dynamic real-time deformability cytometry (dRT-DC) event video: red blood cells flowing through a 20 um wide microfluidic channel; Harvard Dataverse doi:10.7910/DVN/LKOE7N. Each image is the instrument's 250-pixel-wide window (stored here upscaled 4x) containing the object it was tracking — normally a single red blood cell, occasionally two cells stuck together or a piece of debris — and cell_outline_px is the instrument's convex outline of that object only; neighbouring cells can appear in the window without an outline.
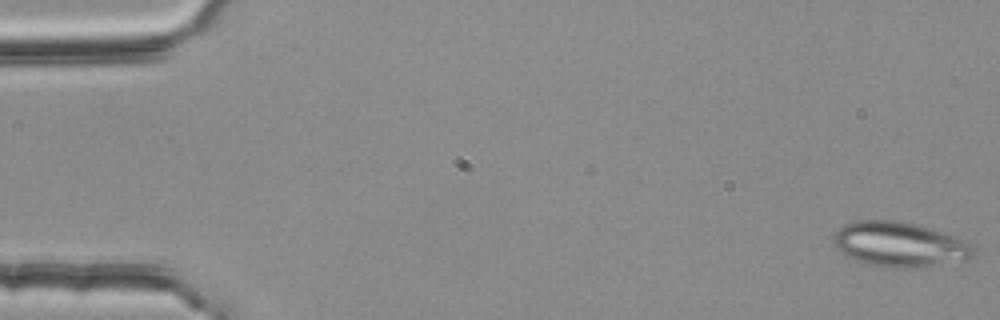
{"species": "common noctule bat (a hibernating species)", "species_latin": "Nyctalus noctula", "temperature_condition": "room temperature", "stored_images_in_passage": 53, "segment_of_instrument_passage": [1, 2], "camera_frame_rate_fps": 3000, "um_per_image_px": 0.085, "animal": {"sex": "female", "body_mass_g": 25.1}, "frame": {"image": 1, "passage_image": 1, "time_ms": 0.0, "image_size_px": [1000, 320], "cell_outline_px": [[980, 252], [976, 256], [968, 260], [904, 268], [892, 268], [868, 264], [848, 256], [840, 252], [836, 248], [832, 240], [832, 236], [844, 224], [856, 220], [900, 220], [916, 224], [952, 236], [972, 244]], "centroid_in_image_um": [76.48, 20.77], "position_along_channel_um": 8.5, "area_um2": 36.59}}